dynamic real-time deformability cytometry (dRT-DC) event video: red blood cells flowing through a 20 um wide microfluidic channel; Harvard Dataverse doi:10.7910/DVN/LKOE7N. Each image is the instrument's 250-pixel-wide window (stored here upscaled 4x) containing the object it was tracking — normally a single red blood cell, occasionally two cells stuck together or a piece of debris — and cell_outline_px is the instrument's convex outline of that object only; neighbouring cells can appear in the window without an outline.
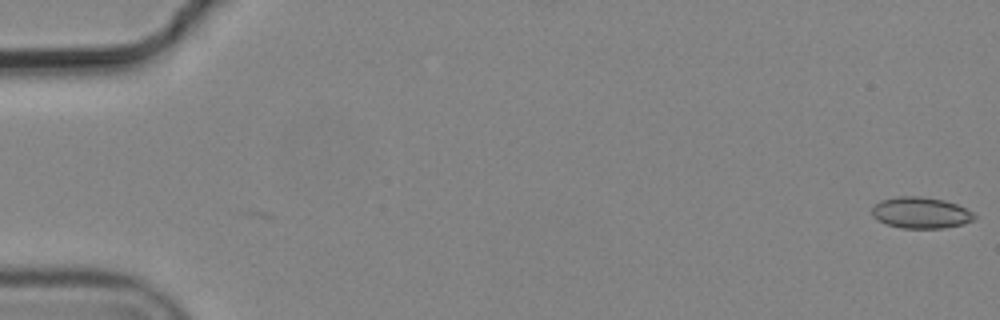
{"species": "common noctule bat (a hibernating species)", "species_latin": "Nyctalus noctula", "temperature_condition": "cold", "stored_images_in_passage": 9, "camera_frame_rate_fps": 3000, "um_per_image_px": 0.085, "animal": {"sex": "male", "body_mass_g": 19.2, "forearm_length_mm": 51.8}, "frame": {"image": 1, "passage_image": 1, "time_ms": 0.0, "image_size_px": [1000, 320], "cell_outline_px": [[976, 216], [972, 220], [964, 224], [944, 228], [904, 228], [888, 224], [872, 216], [872, 208], [880, 200], [896, 196], [920, 196], [944, 200], [956, 204], [972, 212]], "centroid_in_image_um": [78.26, 18.07], "position_along_channel_um": 6.7, "area_um2": 18.5}}
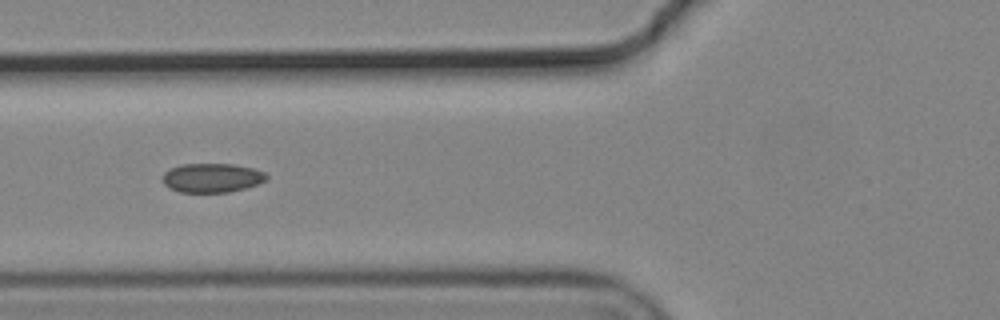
{"frame": {"image": 2, "passage_image": 7, "time_ms": 2.0, "image_size_px": [1000, 320], "cell_outline_px": [[268, 176], [264, 180], [256, 184], [244, 188], [228, 192], [180, 192], [168, 188], [164, 184], [164, 172], [180, 164], [232, 164], [252, 168], [264, 172]], "centroid_in_image_um": [17.99, 15.11], "position_along_channel_um": 107.8, "area_um2": 17.4}}
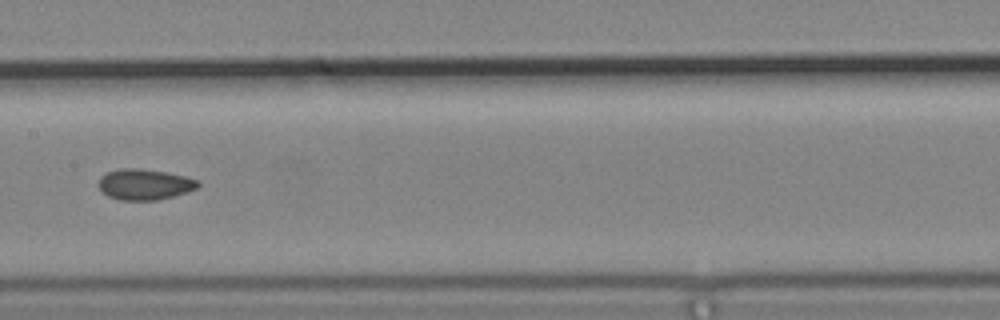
{"frame": {"image": 3, "passage_image": 9, "time_ms": 2.667, "image_size_px": [1000, 320], "cell_outline_px": [[200, 184], [196, 188], [188, 192], [156, 200], [120, 200], [108, 196], [96, 184], [100, 176], [108, 172], [120, 168], [140, 168], [164, 172], [184, 176], [200, 180]], "centroid_in_image_um": [12.27, 15.67], "position_along_channel_um": 195.1, "area_um2": 17.86}}